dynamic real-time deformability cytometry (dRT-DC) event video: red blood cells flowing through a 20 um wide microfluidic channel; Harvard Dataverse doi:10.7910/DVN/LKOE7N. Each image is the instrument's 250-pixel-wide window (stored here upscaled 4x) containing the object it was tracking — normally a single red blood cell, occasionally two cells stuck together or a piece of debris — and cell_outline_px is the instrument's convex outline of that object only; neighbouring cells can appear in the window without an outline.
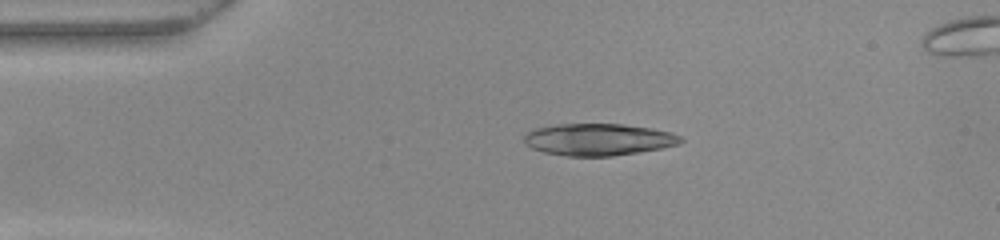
{"species": "common noctule bat (a hibernating species)", "species_latin": "Nyctalus noctula", "temperature_condition": "warm", "stored_images_in_passage": 38, "camera_frame_rate_fps": 3000, "um_per_image_px": 0.085, "animal": {"sex": "female", "body_mass_g": 22.0, "forearm_length_mm": 56.7}, "frame": {"image": 1, "passage_image": 10, "time_ms": 3.0, "image_size_px": [1000, 240], "cell_outline_px": [[684, 140], [680, 144], [660, 148], [612, 156], [568, 156], [544, 152], [532, 148], [524, 144], [524, 136], [528, 132], [536, 128], [556, 124], [624, 124], [652, 128], [672, 132], [680, 136]], "centroid_in_image_um": [50.87, 11.85], "position_along_channel_um": 34.1, "area_um2": 29.13}}